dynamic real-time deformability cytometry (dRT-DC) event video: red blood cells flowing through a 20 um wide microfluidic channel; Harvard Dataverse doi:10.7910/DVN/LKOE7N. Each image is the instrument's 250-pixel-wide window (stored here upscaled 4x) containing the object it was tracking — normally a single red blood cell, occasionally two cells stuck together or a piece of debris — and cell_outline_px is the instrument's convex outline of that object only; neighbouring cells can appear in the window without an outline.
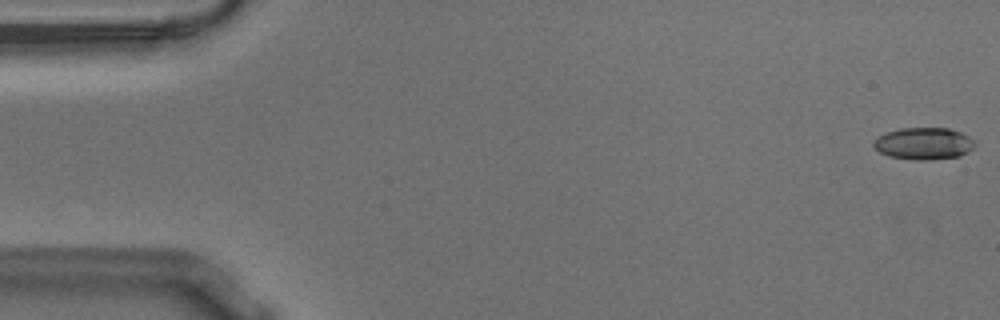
{"species": "Egyptian fruit bat (a non-hibernating species)", "species_latin": "Rousettus aegyptiacus", "temperature_condition": "warm", "stored_images_in_passage": 55, "camera_frame_rate_fps": 3000, "um_per_image_px": 0.085, "animal": {"sex": "male"}, "frame": {"image": 1, "passage_image": 1, "time_ms": 0.0, "image_size_px": [1000, 320], "cell_outline_px": [[976, 144], [972, 148], [960, 156], [928, 160], [916, 160], [888, 156], [880, 152], [872, 144], [880, 136], [888, 132], [900, 128], [948, 128], [960, 132], [976, 140]], "centroid_in_image_um": [78.55, 12.2], "position_along_channel_um": 6.4, "area_um2": 18.73}}
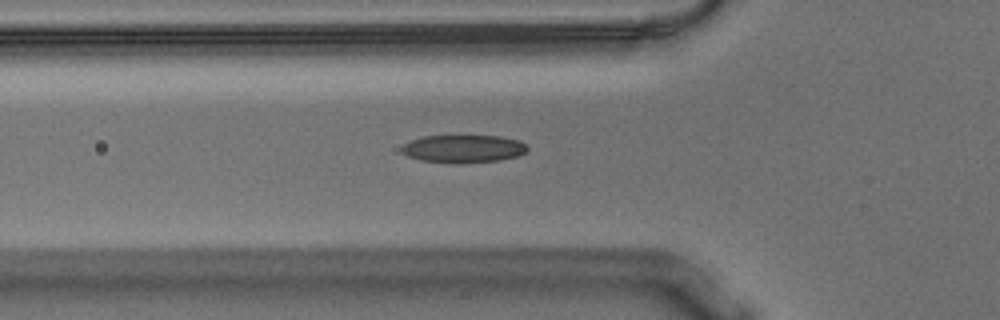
{"frame": {"image": 2, "passage_image": 19, "time_ms": 6.0, "image_size_px": [1000, 320], "cell_outline_px": [[528, 148], [524, 152], [516, 156], [500, 160], [452, 164], [420, 160], [408, 156], [400, 152], [400, 148], [404, 144], [412, 140], [424, 136], [500, 136], [520, 140]], "centroid_in_image_um": [39.35, 12.65], "position_along_channel_um": 86.5, "area_um2": 20.4}}
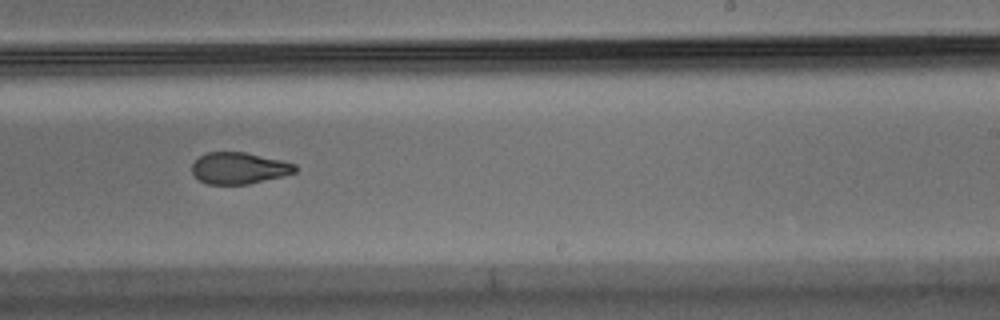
{"frame": {"image": 3, "passage_image": 34, "time_ms": 11.0, "image_size_px": [1000, 320], "cell_outline_px": [[296, 172], [284, 176], [248, 184], [208, 184], [200, 180], [192, 172], [192, 164], [200, 156], [208, 152], [244, 152], [284, 160], [296, 164]], "centroid_in_image_um": [20.36, 14.29], "position_along_channel_um": 268.6, "area_um2": 18.96}, "authors_computed_cell_mechanics": {"area_um2": 20.2878, "velocity_mm_per_s": 3.6364, "shape_relaxation_time_tau1_ms": 9.0136, "shape_relaxation_time_tau2_ms": 2.5945, "deformation_change_tau1": 0.2165, "deformation_change_tau2": 0.0812}}